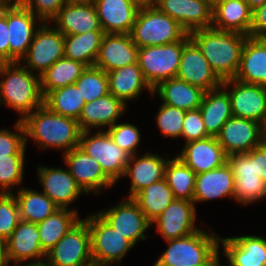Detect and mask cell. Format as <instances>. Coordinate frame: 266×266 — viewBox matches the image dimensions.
Segmentation results:
<instances>
[{
  "label": "cell",
  "instance_id": "cell-44",
  "mask_svg": "<svg viewBox=\"0 0 266 266\" xmlns=\"http://www.w3.org/2000/svg\"><path fill=\"white\" fill-rule=\"evenodd\" d=\"M185 114V110L161 104L154 119L163 137L172 140L181 138Z\"/></svg>",
  "mask_w": 266,
  "mask_h": 266
},
{
  "label": "cell",
  "instance_id": "cell-47",
  "mask_svg": "<svg viewBox=\"0 0 266 266\" xmlns=\"http://www.w3.org/2000/svg\"><path fill=\"white\" fill-rule=\"evenodd\" d=\"M19 221V206L14 194L0 193V236L7 240Z\"/></svg>",
  "mask_w": 266,
  "mask_h": 266
},
{
  "label": "cell",
  "instance_id": "cell-23",
  "mask_svg": "<svg viewBox=\"0 0 266 266\" xmlns=\"http://www.w3.org/2000/svg\"><path fill=\"white\" fill-rule=\"evenodd\" d=\"M6 266L44 260L37 224L20 220L6 240ZM30 260V261H29Z\"/></svg>",
  "mask_w": 266,
  "mask_h": 266
},
{
  "label": "cell",
  "instance_id": "cell-32",
  "mask_svg": "<svg viewBox=\"0 0 266 266\" xmlns=\"http://www.w3.org/2000/svg\"><path fill=\"white\" fill-rule=\"evenodd\" d=\"M199 109L210 137H216L225 122L233 116L230 97L222 86L205 92Z\"/></svg>",
  "mask_w": 266,
  "mask_h": 266
},
{
  "label": "cell",
  "instance_id": "cell-30",
  "mask_svg": "<svg viewBox=\"0 0 266 266\" xmlns=\"http://www.w3.org/2000/svg\"><path fill=\"white\" fill-rule=\"evenodd\" d=\"M204 93L201 88L175 77L159 82L150 96H158L163 104L189 111L200 107Z\"/></svg>",
  "mask_w": 266,
  "mask_h": 266
},
{
  "label": "cell",
  "instance_id": "cell-49",
  "mask_svg": "<svg viewBox=\"0 0 266 266\" xmlns=\"http://www.w3.org/2000/svg\"><path fill=\"white\" fill-rule=\"evenodd\" d=\"M67 3V0H26L24 7L43 22H50Z\"/></svg>",
  "mask_w": 266,
  "mask_h": 266
},
{
  "label": "cell",
  "instance_id": "cell-24",
  "mask_svg": "<svg viewBox=\"0 0 266 266\" xmlns=\"http://www.w3.org/2000/svg\"><path fill=\"white\" fill-rule=\"evenodd\" d=\"M50 22L64 36L103 31L92 0L67 2Z\"/></svg>",
  "mask_w": 266,
  "mask_h": 266
},
{
  "label": "cell",
  "instance_id": "cell-33",
  "mask_svg": "<svg viewBox=\"0 0 266 266\" xmlns=\"http://www.w3.org/2000/svg\"><path fill=\"white\" fill-rule=\"evenodd\" d=\"M252 10L245 0L219 2L213 8L212 27L223 31H235L249 37Z\"/></svg>",
  "mask_w": 266,
  "mask_h": 266
},
{
  "label": "cell",
  "instance_id": "cell-9",
  "mask_svg": "<svg viewBox=\"0 0 266 266\" xmlns=\"http://www.w3.org/2000/svg\"><path fill=\"white\" fill-rule=\"evenodd\" d=\"M63 57L64 35L51 22H43L19 63L31 72L41 75Z\"/></svg>",
  "mask_w": 266,
  "mask_h": 266
},
{
  "label": "cell",
  "instance_id": "cell-14",
  "mask_svg": "<svg viewBox=\"0 0 266 266\" xmlns=\"http://www.w3.org/2000/svg\"><path fill=\"white\" fill-rule=\"evenodd\" d=\"M266 128L250 119L232 116L222 126L216 139L227 156L248 153L265 141Z\"/></svg>",
  "mask_w": 266,
  "mask_h": 266
},
{
  "label": "cell",
  "instance_id": "cell-51",
  "mask_svg": "<svg viewBox=\"0 0 266 266\" xmlns=\"http://www.w3.org/2000/svg\"><path fill=\"white\" fill-rule=\"evenodd\" d=\"M266 31V3L252 11V24L249 37L254 38L257 34Z\"/></svg>",
  "mask_w": 266,
  "mask_h": 266
},
{
  "label": "cell",
  "instance_id": "cell-56",
  "mask_svg": "<svg viewBox=\"0 0 266 266\" xmlns=\"http://www.w3.org/2000/svg\"><path fill=\"white\" fill-rule=\"evenodd\" d=\"M249 8L253 11L255 8L266 3V0H245Z\"/></svg>",
  "mask_w": 266,
  "mask_h": 266
},
{
  "label": "cell",
  "instance_id": "cell-16",
  "mask_svg": "<svg viewBox=\"0 0 266 266\" xmlns=\"http://www.w3.org/2000/svg\"><path fill=\"white\" fill-rule=\"evenodd\" d=\"M37 177L42 192L46 194L60 209H70L78 212L73 206L79 196L86 193L73 178L69 170L62 167L39 165ZM73 207V208H72Z\"/></svg>",
  "mask_w": 266,
  "mask_h": 266
},
{
  "label": "cell",
  "instance_id": "cell-38",
  "mask_svg": "<svg viewBox=\"0 0 266 266\" xmlns=\"http://www.w3.org/2000/svg\"><path fill=\"white\" fill-rule=\"evenodd\" d=\"M86 67L85 64L66 57L57 60L40 75L43 97L57 88L73 85Z\"/></svg>",
  "mask_w": 266,
  "mask_h": 266
},
{
  "label": "cell",
  "instance_id": "cell-6",
  "mask_svg": "<svg viewBox=\"0 0 266 266\" xmlns=\"http://www.w3.org/2000/svg\"><path fill=\"white\" fill-rule=\"evenodd\" d=\"M90 232L94 266H121V261L135 245L117 232L97 212L84 218Z\"/></svg>",
  "mask_w": 266,
  "mask_h": 266
},
{
  "label": "cell",
  "instance_id": "cell-10",
  "mask_svg": "<svg viewBox=\"0 0 266 266\" xmlns=\"http://www.w3.org/2000/svg\"><path fill=\"white\" fill-rule=\"evenodd\" d=\"M52 266H94L91 256L90 232L82 218L46 253Z\"/></svg>",
  "mask_w": 266,
  "mask_h": 266
},
{
  "label": "cell",
  "instance_id": "cell-12",
  "mask_svg": "<svg viewBox=\"0 0 266 266\" xmlns=\"http://www.w3.org/2000/svg\"><path fill=\"white\" fill-rule=\"evenodd\" d=\"M222 87L228 92L234 117L254 120L266 128V86L227 79Z\"/></svg>",
  "mask_w": 266,
  "mask_h": 266
},
{
  "label": "cell",
  "instance_id": "cell-2",
  "mask_svg": "<svg viewBox=\"0 0 266 266\" xmlns=\"http://www.w3.org/2000/svg\"><path fill=\"white\" fill-rule=\"evenodd\" d=\"M189 37L222 81L234 79L247 35L209 27L192 31Z\"/></svg>",
  "mask_w": 266,
  "mask_h": 266
},
{
  "label": "cell",
  "instance_id": "cell-22",
  "mask_svg": "<svg viewBox=\"0 0 266 266\" xmlns=\"http://www.w3.org/2000/svg\"><path fill=\"white\" fill-rule=\"evenodd\" d=\"M154 5L176 20L188 34L212 27L213 8L203 0H156Z\"/></svg>",
  "mask_w": 266,
  "mask_h": 266
},
{
  "label": "cell",
  "instance_id": "cell-58",
  "mask_svg": "<svg viewBox=\"0 0 266 266\" xmlns=\"http://www.w3.org/2000/svg\"><path fill=\"white\" fill-rule=\"evenodd\" d=\"M139 7L153 6L155 4V0H131Z\"/></svg>",
  "mask_w": 266,
  "mask_h": 266
},
{
  "label": "cell",
  "instance_id": "cell-29",
  "mask_svg": "<svg viewBox=\"0 0 266 266\" xmlns=\"http://www.w3.org/2000/svg\"><path fill=\"white\" fill-rule=\"evenodd\" d=\"M234 194V175L231 166H223L196 175L193 203L232 198Z\"/></svg>",
  "mask_w": 266,
  "mask_h": 266
},
{
  "label": "cell",
  "instance_id": "cell-18",
  "mask_svg": "<svg viewBox=\"0 0 266 266\" xmlns=\"http://www.w3.org/2000/svg\"><path fill=\"white\" fill-rule=\"evenodd\" d=\"M176 78L199 87L205 92L221 87L223 82L191 39L183 46Z\"/></svg>",
  "mask_w": 266,
  "mask_h": 266
},
{
  "label": "cell",
  "instance_id": "cell-13",
  "mask_svg": "<svg viewBox=\"0 0 266 266\" xmlns=\"http://www.w3.org/2000/svg\"><path fill=\"white\" fill-rule=\"evenodd\" d=\"M105 210L98 209V214L117 232L130 240L135 246L139 241L149 238L145 234L152 227L151 222L132 198H124Z\"/></svg>",
  "mask_w": 266,
  "mask_h": 266
},
{
  "label": "cell",
  "instance_id": "cell-50",
  "mask_svg": "<svg viewBox=\"0 0 266 266\" xmlns=\"http://www.w3.org/2000/svg\"><path fill=\"white\" fill-rule=\"evenodd\" d=\"M0 63H9V31L6 8L0 9Z\"/></svg>",
  "mask_w": 266,
  "mask_h": 266
},
{
  "label": "cell",
  "instance_id": "cell-42",
  "mask_svg": "<svg viewBox=\"0 0 266 266\" xmlns=\"http://www.w3.org/2000/svg\"><path fill=\"white\" fill-rule=\"evenodd\" d=\"M74 84L80 90L85 103L109 94L107 72L95 66L86 67Z\"/></svg>",
  "mask_w": 266,
  "mask_h": 266
},
{
  "label": "cell",
  "instance_id": "cell-54",
  "mask_svg": "<svg viewBox=\"0 0 266 266\" xmlns=\"http://www.w3.org/2000/svg\"><path fill=\"white\" fill-rule=\"evenodd\" d=\"M6 240L0 236V266H6Z\"/></svg>",
  "mask_w": 266,
  "mask_h": 266
},
{
  "label": "cell",
  "instance_id": "cell-5",
  "mask_svg": "<svg viewBox=\"0 0 266 266\" xmlns=\"http://www.w3.org/2000/svg\"><path fill=\"white\" fill-rule=\"evenodd\" d=\"M188 33L155 5L140 7L130 32L138 48L181 41Z\"/></svg>",
  "mask_w": 266,
  "mask_h": 266
},
{
  "label": "cell",
  "instance_id": "cell-60",
  "mask_svg": "<svg viewBox=\"0 0 266 266\" xmlns=\"http://www.w3.org/2000/svg\"><path fill=\"white\" fill-rule=\"evenodd\" d=\"M74 1H89V0H67V2H74Z\"/></svg>",
  "mask_w": 266,
  "mask_h": 266
},
{
  "label": "cell",
  "instance_id": "cell-19",
  "mask_svg": "<svg viewBox=\"0 0 266 266\" xmlns=\"http://www.w3.org/2000/svg\"><path fill=\"white\" fill-rule=\"evenodd\" d=\"M6 20L9 31V63L19 62L43 21L26 7L6 8Z\"/></svg>",
  "mask_w": 266,
  "mask_h": 266
},
{
  "label": "cell",
  "instance_id": "cell-34",
  "mask_svg": "<svg viewBox=\"0 0 266 266\" xmlns=\"http://www.w3.org/2000/svg\"><path fill=\"white\" fill-rule=\"evenodd\" d=\"M235 80L266 86V49L254 38L247 37Z\"/></svg>",
  "mask_w": 266,
  "mask_h": 266
},
{
  "label": "cell",
  "instance_id": "cell-45",
  "mask_svg": "<svg viewBox=\"0 0 266 266\" xmlns=\"http://www.w3.org/2000/svg\"><path fill=\"white\" fill-rule=\"evenodd\" d=\"M115 144L128 152L131 156L138 154V147L141 142V133L139 128L128 122H116L107 130Z\"/></svg>",
  "mask_w": 266,
  "mask_h": 266
},
{
  "label": "cell",
  "instance_id": "cell-8",
  "mask_svg": "<svg viewBox=\"0 0 266 266\" xmlns=\"http://www.w3.org/2000/svg\"><path fill=\"white\" fill-rule=\"evenodd\" d=\"M94 132L81 131L78 147L94 158L104 174L116 184L123 178L131 155L115 144L106 130Z\"/></svg>",
  "mask_w": 266,
  "mask_h": 266
},
{
  "label": "cell",
  "instance_id": "cell-17",
  "mask_svg": "<svg viewBox=\"0 0 266 266\" xmlns=\"http://www.w3.org/2000/svg\"><path fill=\"white\" fill-rule=\"evenodd\" d=\"M62 155L63 163L87 196L99 195L101 191L115 186L104 174L100 164L79 147Z\"/></svg>",
  "mask_w": 266,
  "mask_h": 266
},
{
  "label": "cell",
  "instance_id": "cell-41",
  "mask_svg": "<svg viewBox=\"0 0 266 266\" xmlns=\"http://www.w3.org/2000/svg\"><path fill=\"white\" fill-rule=\"evenodd\" d=\"M44 105L52 112L78 120L85 100L75 84L57 88L44 97Z\"/></svg>",
  "mask_w": 266,
  "mask_h": 266
},
{
  "label": "cell",
  "instance_id": "cell-15",
  "mask_svg": "<svg viewBox=\"0 0 266 266\" xmlns=\"http://www.w3.org/2000/svg\"><path fill=\"white\" fill-rule=\"evenodd\" d=\"M196 208L193 201L174 198L151 225L165 241L188 236L202 228L196 224Z\"/></svg>",
  "mask_w": 266,
  "mask_h": 266
},
{
  "label": "cell",
  "instance_id": "cell-35",
  "mask_svg": "<svg viewBox=\"0 0 266 266\" xmlns=\"http://www.w3.org/2000/svg\"><path fill=\"white\" fill-rule=\"evenodd\" d=\"M13 194L19 206L20 220L23 221L37 224L60 209L42 191L23 186L16 188Z\"/></svg>",
  "mask_w": 266,
  "mask_h": 266
},
{
  "label": "cell",
  "instance_id": "cell-36",
  "mask_svg": "<svg viewBox=\"0 0 266 266\" xmlns=\"http://www.w3.org/2000/svg\"><path fill=\"white\" fill-rule=\"evenodd\" d=\"M80 220L78 212L71 209H59L44 221L37 223L42 250L45 253L50 251Z\"/></svg>",
  "mask_w": 266,
  "mask_h": 266
},
{
  "label": "cell",
  "instance_id": "cell-21",
  "mask_svg": "<svg viewBox=\"0 0 266 266\" xmlns=\"http://www.w3.org/2000/svg\"><path fill=\"white\" fill-rule=\"evenodd\" d=\"M146 153L130 157L123 178H129L130 186L126 198H133L140 191L151 184L160 181L165 175V166L170 159L168 153L165 157L145 151Z\"/></svg>",
  "mask_w": 266,
  "mask_h": 266
},
{
  "label": "cell",
  "instance_id": "cell-28",
  "mask_svg": "<svg viewBox=\"0 0 266 266\" xmlns=\"http://www.w3.org/2000/svg\"><path fill=\"white\" fill-rule=\"evenodd\" d=\"M104 33L130 34L140 7L131 0H92Z\"/></svg>",
  "mask_w": 266,
  "mask_h": 266
},
{
  "label": "cell",
  "instance_id": "cell-26",
  "mask_svg": "<svg viewBox=\"0 0 266 266\" xmlns=\"http://www.w3.org/2000/svg\"><path fill=\"white\" fill-rule=\"evenodd\" d=\"M137 57L138 47L130 34L105 33L94 66L110 72L137 63Z\"/></svg>",
  "mask_w": 266,
  "mask_h": 266
},
{
  "label": "cell",
  "instance_id": "cell-53",
  "mask_svg": "<svg viewBox=\"0 0 266 266\" xmlns=\"http://www.w3.org/2000/svg\"><path fill=\"white\" fill-rule=\"evenodd\" d=\"M26 0H0V9L2 8H21L24 7Z\"/></svg>",
  "mask_w": 266,
  "mask_h": 266
},
{
  "label": "cell",
  "instance_id": "cell-4",
  "mask_svg": "<svg viewBox=\"0 0 266 266\" xmlns=\"http://www.w3.org/2000/svg\"><path fill=\"white\" fill-rule=\"evenodd\" d=\"M220 236L202 228L188 236L166 241L167 249L153 266H221Z\"/></svg>",
  "mask_w": 266,
  "mask_h": 266
},
{
  "label": "cell",
  "instance_id": "cell-57",
  "mask_svg": "<svg viewBox=\"0 0 266 266\" xmlns=\"http://www.w3.org/2000/svg\"><path fill=\"white\" fill-rule=\"evenodd\" d=\"M254 39L264 48L266 49V31L257 34Z\"/></svg>",
  "mask_w": 266,
  "mask_h": 266
},
{
  "label": "cell",
  "instance_id": "cell-55",
  "mask_svg": "<svg viewBox=\"0 0 266 266\" xmlns=\"http://www.w3.org/2000/svg\"><path fill=\"white\" fill-rule=\"evenodd\" d=\"M14 266H52L46 259L36 262H25Z\"/></svg>",
  "mask_w": 266,
  "mask_h": 266
},
{
  "label": "cell",
  "instance_id": "cell-43",
  "mask_svg": "<svg viewBox=\"0 0 266 266\" xmlns=\"http://www.w3.org/2000/svg\"><path fill=\"white\" fill-rule=\"evenodd\" d=\"M25 155H7L0 158V193L13 194L24 181Z\"/></svg>",
  "mask_w": 266,
  "mask_h": 266
},
{
  "label": "cell",
  "instance_id": "cell-46",
  "mask_svg": "<svg viewBox=\"0 0 266 266\" xmlns=\"http://www.w3.org/2000/svg\"><path fill=\"white\" fill-rule=\"evenodd\" d=\"M15 131L6 127L0 129V158L7 155H26L25 129L22 121L16 119Z\"/></svg>",
  "mask_w": 266,
  "mask_h": 266
},
{
  "label": "cell",
  "instance_id": "cell-31",
  "mask_svg": "<svg viewBox=\"0 0 266 266\" xmlns=\"http://www.w3.org/2000/svg\"><path fill=\"white\" fill-rule=\"evenodd\" d=\"M107 76L109 93L126 105L137 100L145 90L152 95V88L145 81L138 62L107 72Z\"/></svg>",
  "mask_w": 266,
  "mask_h": 266
},
{
  "label": "cell",
  "instance_id": "cell-48",
  "mask_svg": "<svg viewBox=\"0 0 266 266\" xmlns=\"http://www.w3.org/2000/svg\"><path fill=\"white\" fill-rule=\"evenodd\" d=\"M210 137L204 127L203 118L200 109L186 111L183 120V129L181 138L184 143L191 141L202 140Z\"/></svg>",
  "mask_w": 266,
  "mask_h": 266
},
{
  "label": "cell",
  "instance_id": "cell-39",
  "mask_svg": "<svg viewBox=\"0 0 266 266\" xmlns=\"http://www.w3.org/2000/svg\"><path fill=\"white\" fill-rule=\"evenodd\" d=\"M152 222L170 205L174 196L165 178L146 187L132 198Z\"/></svg>",
  "mask_w": 266,
  "mask_h": 266
},
{
  "label": "cell",
  "instance_id": "cell-3",
  "mask_svg": "<svg viewBox=\"0 0 266 266\" xmlns=\"http://www.w3.org/2000/svg\"><path fill=\"white\" fill-rule=\"evenodd\" d=\"M2 78V79H1ZM10 107L22 121L44 104L40 75L19 62L0 63V104Z\"/></svg>",
  "mask_w": 266,
  "mask_h": 266
},
{
  "label": "cell",
  "instance_id": "cell-1",
  "mask_svg": "<svg viewBox=\"0 0 266 266\" xmlns=\"http://www.w3.org/2000/svg\"><path fill=\"white\" fill-rule=\"evenodd\" d=\"M22 123L26 146L30 139L40 149H58L64 154L79 145L81 129L78 121L54 113L44 104L27 115Z\"/></svg>",
  "mask_w": 266,
  "mask_h": 266
},
{
  "label": "cell",
  "instance_id": "cell-11",
  "mask_svg": "<svg viewBox=\"0 0 266 266\" xmlns=\"http://www.w3.org/2000/svg\"><path fill=\"white\" fill-rule=\"evenodd\" d=\"M227 162L234 175V201L245 206L266 199V183L255 169V148L248 153L229 155Z\"/></svg>",
  "mask_w": 266,
  "mask_h": 266
},
{
  "label": "cell",
  "instance_id": "cell-27",
  "mask_svg": "<svg viewBox=\"0 0 266 266\" xmlns=\"http://www.w3.org/2000/svg\"><path fill=\"white\" fill-rule=\"evenodd\" d=\"M127 107L128 105L121 99L109 93L106 96L85 103L77 120L78 125L81 131H92L93 128H97L95 130H107L122 118Z\"/></svg>",
  "mask_w": 266,
  "mask_h": 266
},
{
  "label": "cell",
  "instance_id": "cell-20",
  "mask_svg": "<svg viewBox=\"0 0 266 266\" xmlns=\"http://www.w3.org/2000/svg\"><path fill=\"white\" fill-rule=\"evenodd\" d=\"M221 247L228 266H266V238L262 236H223L219 240Z\"/></svg>",
  "mask_w": 266,
  "mask_h": 266
},
{
  "label": "cell",
  "instance_id": "cell-7",
  "mask_svg": "<svg viewBox=\"0 0 266 266\" xmlns=\"http://www.w3.org/2000/svg\"><path fill=\"white\" fill-rule=\"evenodd\" d=\"M187 34L181 41L138 48L137 62L145 81L153 89L159 82L175 78L180 65Z\"/></svg>",
  "mask_w": 266,
  "mask_h": 266
},
{
  "label": "cell",
  "instance_id": "cell-40",
  "mask_svg": "<svg viewBox=\"0 0 266 266\" xmlns=\"http://www.w3.org/2000/svg\"><path fill=\"white\" fill-rule=\"evenodd\" d=\"M164 178L175 199L193 201L196 173L177 156L168 160L165 166Z\"/></svg>",
  "mask_w": 266,
  "mask_h": 266
},
{
  "label": "cell",
  "instance_id": "cell-52",
  "mask_svg": "<svg viewBox=\"0 0 266 266\" xmlns=\"http://www.w3.org/2000/svg\"><path fill=\"white\" fill-rule=\"evenodd\" d=\"M256 173L266 183V140L255 148Z\"/></svg>",
  "mask_w": 266,
  "mask_h": 266
},
{
  "label": "cell",
  "instance_id": "cell-37",
  "mask_svg": "<svg viewBox=\"0 0 266 266\" xmlns=\"http://www.w3.org/2000/svg\"><path fill=\"white\" fill-rule=\"evenodd\" d=\"M104 31H89L64 36V57L81 62L87 67L94 66Z\"/></svg>",
  "mask_w": 266,
  "mask_h": 266
},
{
  "label": "cell",
  "instance_id": "cell-25",
  "mask_svg": "<svg viewBox=\"0 0 266 266\" xmlns=\"http://www.w3.org/2000/svg\"><path fill=\"white\" fill-rule=\"evenodd\" d=\"M177 156L196 175L223 166L227 155L216 137L184 143Z\"/></svg>",
  "mask_w": 266,
  "mask_h": 266
},
{
  "label": "cell",
  "instance_id": "cell-59",
  "mask_svg": "<svg viewBox=\"0 0 266 266\" xmlns=\"http://www.w3.org/2000/svg\"><path fill=\"white\" fill-rule=\"evenodd\" d=\"M203 1L207 3L211 8H214L219 3V0H203Z\"/></svg>",
  "mask_w": 266,
  "mask_h": 266
}]
</instances>
